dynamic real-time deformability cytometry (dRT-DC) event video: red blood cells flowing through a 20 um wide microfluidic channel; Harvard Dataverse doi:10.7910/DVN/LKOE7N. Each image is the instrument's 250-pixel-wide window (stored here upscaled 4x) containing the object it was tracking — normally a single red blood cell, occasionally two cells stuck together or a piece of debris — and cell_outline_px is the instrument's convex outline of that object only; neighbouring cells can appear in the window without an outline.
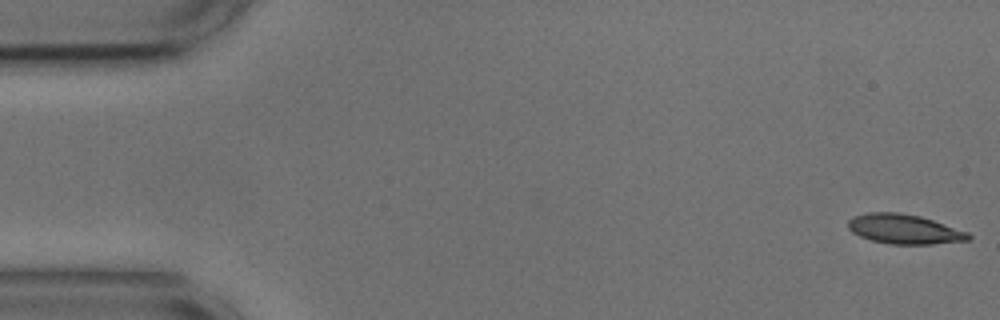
{"species": "common noctule bat (a hibernating species)", "species_latin": "Nyctalus noctula", "temperature_condition": "cold", "stored_images_in_passage": 49, "camera_frame_rate_fps": 3000, "um_per_image_px": 0.085, "animal": {"sex": "male", "body_mass_g": 17.9, "forearm_length_mm": 54.2}, "frame": {"image": 1, "passage_image": 1, "time_ms": 0.0, "image_size_px": [1000, 320], "cell_outline_px": [[972, 236], [968, 240], [932, 244], [888, 244], [872, 240], [860, 236], [852, 232], [848, 228], [848, 220], [852, 216], [868, 212], [900, 212], [920, 216], [968, 232]], "centroid_in_image_um": [76.83, 19.47], "position_along_channel_um": 8.2, "area_um2": 20.75}}
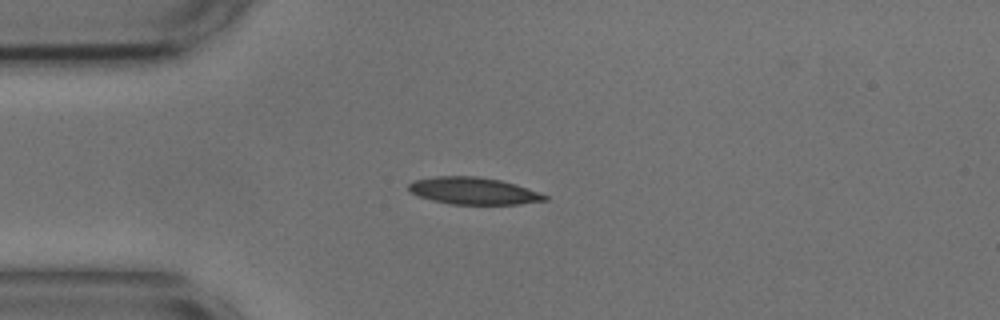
{"frame": {"image": 2, "passage_image": 13, "time_ms": 4.0, "image_size_px": [1000, 320], "cell_outline_px": [[548, 200], [520, 204], [452, 204], [432, 200], [408, 192], [408, 184], [412, 180], [436, 176], [476, 176], [500, 180], [516, 184], [540, 192], [548, 196]], "centroid_in_image_um": [40.24, 16.22], "position_along_channel_um": 44.8, "area_um2": 21.56}}
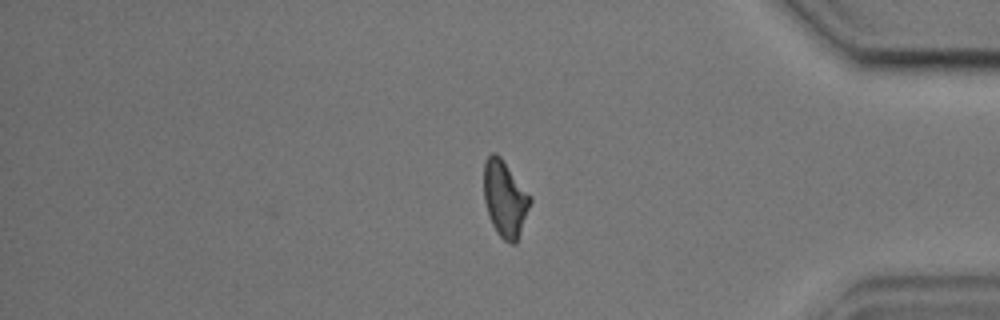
{"frame": {"image": 3, "passage_image": 45, "time_ms": 14.667, "image_size_px": [1000, 320], "cell_outline_px": [[532, 200], [516, 244], [508, 244], [496, 232], [492, 224], [484, 200], [484, 164], [488, 156], [492, 152], [496, 152], [500, 156], [532, 196]], "centroid_in_image_um": [42.93, 16.89], "position_along_channel_um": 392.3, "area_um2": 20.63}, "authors_computed_cell_mechanics": {"area_um2": 20.7502, "velocity_mm_per_s": 3.6497, "shape_relaxation_time_tau1_ms": 2.896, "shape_relaxation_time_tau2_ms": 2.6166, "deformation_change_tau1": 0.131, "deformation_change_tau2": 0.1063}}